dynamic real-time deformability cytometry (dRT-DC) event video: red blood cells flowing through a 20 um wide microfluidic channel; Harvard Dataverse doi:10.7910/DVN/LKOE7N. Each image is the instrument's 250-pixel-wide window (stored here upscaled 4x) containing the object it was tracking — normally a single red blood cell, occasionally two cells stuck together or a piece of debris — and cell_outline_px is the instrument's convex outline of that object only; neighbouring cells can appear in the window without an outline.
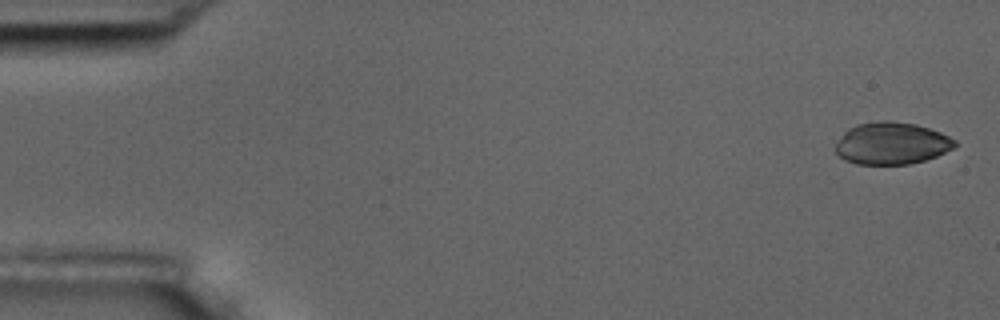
{"species": "common noctule bat (a hibernating species)", "species_latin": "Nyctalus noctula", "temperature_condition": "room temperature", "stored_images_in_passage": 6, "camera_frame_rate_fps": 3000, "um_per_image_px": 0.085, "animal": {"sex": "male", "body_mass_g": 17.5, "forearm_length_mm": 52.3}, "frame": {"image": 1, "passage_image": 1, "time_ms": 0.0, "image_size_px": [1000, 320], "cell_outline_px": [[956, 144], [952, 148], [936, 156], [924, 160], [908, 164], [856, 164], [844, 160], [836, 152], [836, 144], [844, 132], [848, 128], [856, 124], [880, 120], [888, 120], [916, 124], [940, 132], [956, 140]], "centroid_in_image_um": [75.76, 12.17], "position_along_channel_um": 9.2, "area_um2": 29.19}}
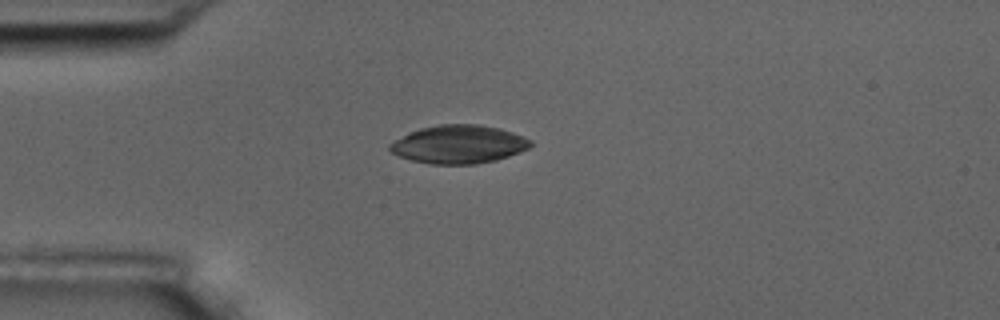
{"frame": {"image": 2, "passage_image": 4, "time_ms": 4.333, "image_size_px": [1000, 320], "cell_outline_px": [[532, 144], [528, 148], [520, 152], [496, 160], [476, 164], [432, 164], [412, 160], [400, 156], [392, 152], [388, 148], [388, 144], [408, 132], [420, 128], [440, 124], [480, 124], [500, 128], [512, 132], [532, 140]], "centroid_in_image_um": [38.99, 12.26], "position_along_channel_um": 46.0, "area_um2": 31.44}}
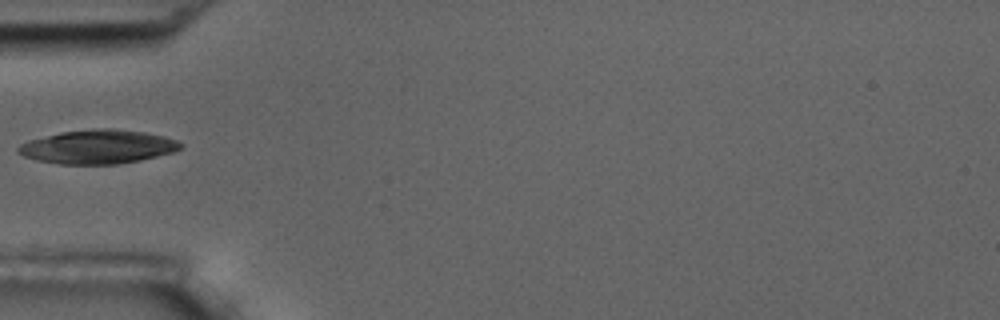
{"frame": {"image": 3, "passage_image": 5, "time_ms": 5.667, "image_size_px": [1000, 320], "cell_outline_px": [[184, 144], [180, 148], [172, 152], [140, 160], [116, 164], [60, 164], [36, 160], [24, 156], [16, 152], [16, 148], [20, 144], [28, 140], [60, 132], [92, 128], [112, 128], [144, 132], [164, 136], [176, 140]], "centroid_in_image_um": [8.28, 12.47], "position_along_channel_um": 76.7, "area_um2": 32.08}}